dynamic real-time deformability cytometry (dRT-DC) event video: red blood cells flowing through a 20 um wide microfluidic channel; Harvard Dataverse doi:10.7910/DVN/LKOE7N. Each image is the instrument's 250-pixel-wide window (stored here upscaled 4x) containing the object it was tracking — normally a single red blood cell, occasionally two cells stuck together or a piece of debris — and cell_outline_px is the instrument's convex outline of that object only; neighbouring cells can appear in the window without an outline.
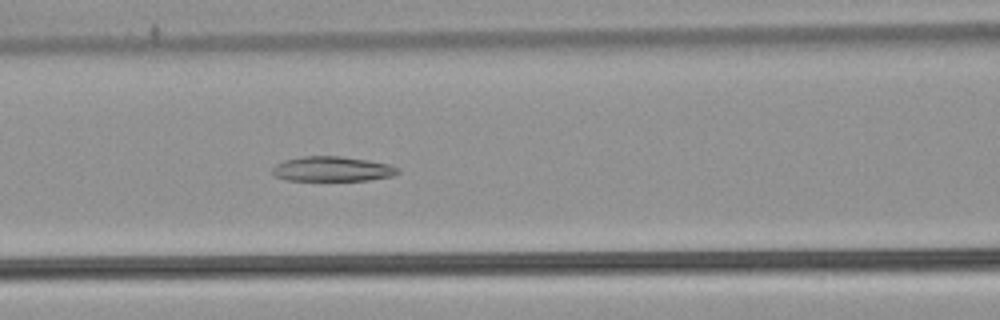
{"species": "common noctule bat (a hibernating species)", "species_latin": "Nyctalus noctula", "temperature_condition": "warm", "stored_images_in_passage": 54, "camera_frame_rate_fps": 3000, "um_per_image_px": 0.085, "animal": {"sex": "male", "body_mass_g": 21.5, "forearm_length_mm": 52.0}, "frame": {"image": 1, "passage_image": 24, "time_ms": 7.667, "image_size_px": [1000, 320], "cell_outline_px": [[400, 172], [392, 176], [368, 180], [288, 180], [272, 176], [272, 168], [276, 164], [284, 160], [304, 156], [340, 156], [368, 160], [388, 164], [400, 168]], "centroid_in_image_um": [28.23, 14.36], "position_along_channel_um": 138.4, "area_um2": 18.21}}
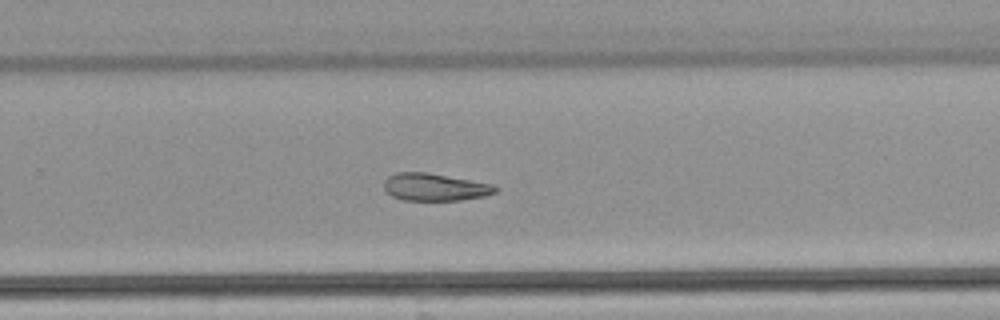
{"frame": {"image": 2, "passage_image": 36, "time_ms": 11.667, "image_size_px": [1000, 320], "cell_outline_px": [[500, 188], [496, 192], [488, 196], [460, 200], [404, 200], [392, 196], [384, 188], [384, 180], [388, 176], [396, 172], [428, 172], [492, 184]], "centroid_in_image_um": [36.99, 15.9], "position_along_channel_um": 292.8, "area_um2": 17.92}}
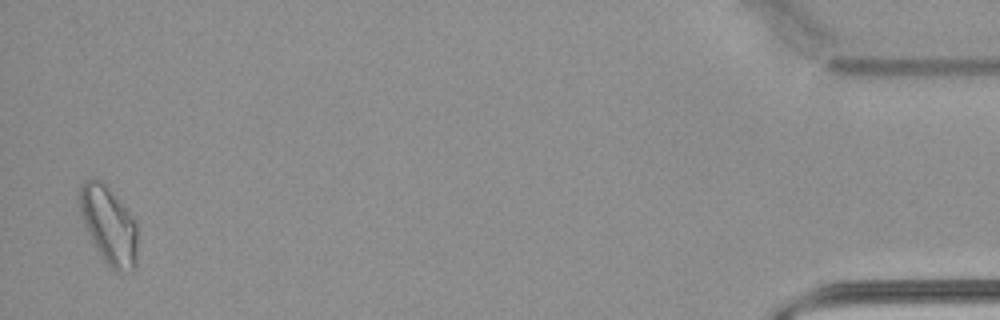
{"frame": {"image": 3, "passage_image": 53, "time_ms": 17.333, "image_size_px": [1000, 320], "cell_outline_px": [[136, 264], [132, 272], [116, 272], [108, 268], [100, 256], [84, 224], [80, 212], [80, 184], [84, 180], [100, 180], [104, 184], [124, 208], [136, 224]], "centroid_in_image_um": [9.23, 19.23], "position_along_channel_um": 426.0, "area_um2": 25.61}}